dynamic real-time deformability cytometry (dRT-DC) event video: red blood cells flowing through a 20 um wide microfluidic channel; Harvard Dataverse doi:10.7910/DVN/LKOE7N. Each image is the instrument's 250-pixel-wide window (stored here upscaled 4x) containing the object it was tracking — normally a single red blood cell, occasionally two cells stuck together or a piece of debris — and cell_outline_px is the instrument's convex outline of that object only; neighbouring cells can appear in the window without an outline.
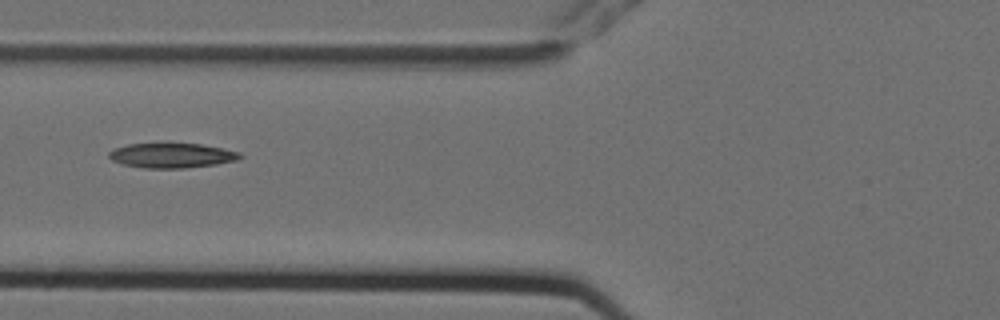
{"species": "Egyptian fruit bat (a non-hibernating species)", "species_latin": "Rousettus aegyptiacus", "temperature_condition": "cold", "stored_images_in_passage": 12, "camera_frame_rate_fps": 3000, "um_per_image_px": 0.085, "animal": {"sex": "female"}, "frame": {"image": 1, "passage_image": 4, "time_ms": 1.0, "image_size_px": [1000, 320], "cell_outline_px": [[244, 156], [236, 160], [216, 164], [184, 168], [144, 168], [124, 164], [112, 160], [108, 156], [108, 152], [112, 148], [128, 144], [164, 140], [200, 144], [240, 152]], "centroid_in_image_um": [14.54, 13.16], "position_along_channel_um": 111.3, "area_um2": 19.77}}
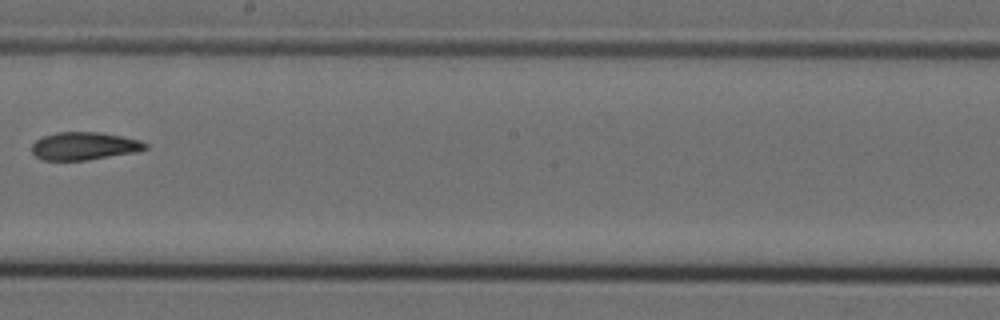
{"frame": {"image": 2, "passage_image": 7, "time_ms": 2.0, "image_size_px": [1000, 320], "cell_outline_px": [[148, 148], [136, 152], [88, 160], [40, 160], [32, 152], [32, 144], [36, 140], [44, 136], [56, 132], [100, 132], [140, 140], [148, 144]], "centroid_in_image_um": [7.16, 12.41], "position_along_channel_um": 241.0, "area_um2": 18.44}}
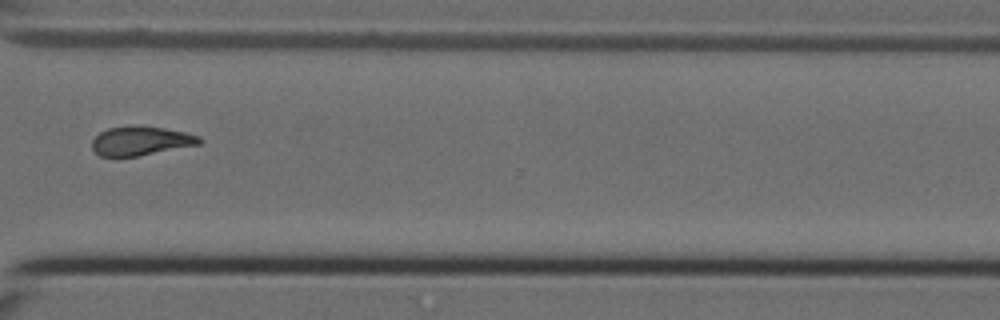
{"frame": {"image": 3, "passage_image": 10, "time_ms": 3.0, "image_size_px": [1000, 320], "cell_outline_px": [[204, 140], [200, 144], [136, 156], [100, 156], [92, 148], [92, 140], [100, 132], [108, 128], [164, 128], [184, 132], [200, 136]], "centroid_in_image_um": [11.99, 12.0], "position_along_channel_um": 358.6, "area_um2": 17.4}}